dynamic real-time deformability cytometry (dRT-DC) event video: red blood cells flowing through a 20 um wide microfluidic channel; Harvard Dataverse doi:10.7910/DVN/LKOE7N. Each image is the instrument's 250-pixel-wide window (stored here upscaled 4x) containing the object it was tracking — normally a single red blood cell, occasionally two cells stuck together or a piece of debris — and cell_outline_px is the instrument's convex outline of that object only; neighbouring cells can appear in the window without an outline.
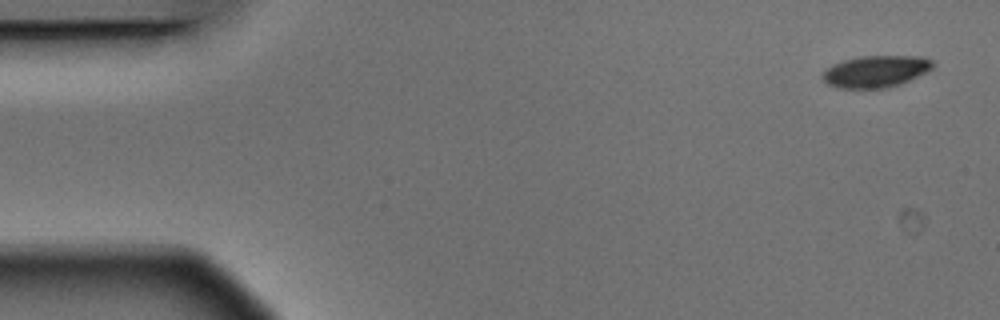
{"species": "Egyptian fruit bat (a non-hibernating species)", "species_latin": "Rousettus aegyptiacus", "temperature_condition": "warm", "stored_images_in_passage": 4, "camera_frame_rate_fps": 3000, "um_per_image_px": 0.085, "animal": {"sex": "male"}, "frame": {"image": 1, "passage_image": 1, "time_ms": 0.0, "image_size_px": [1000, 320], "cell_outline_px": [[936, 64], [932, 68], [900, 84], [888, 88], [836, 88], [828, 84], [824, 80], [824, 72], [828, 68], [844, 60], [860, 56], [924, 56], [932, 60]], "centroid_in_image_um": [74.48, 6.06], "position_along_channel_um": 10.5, "area_um2": 20.17}}
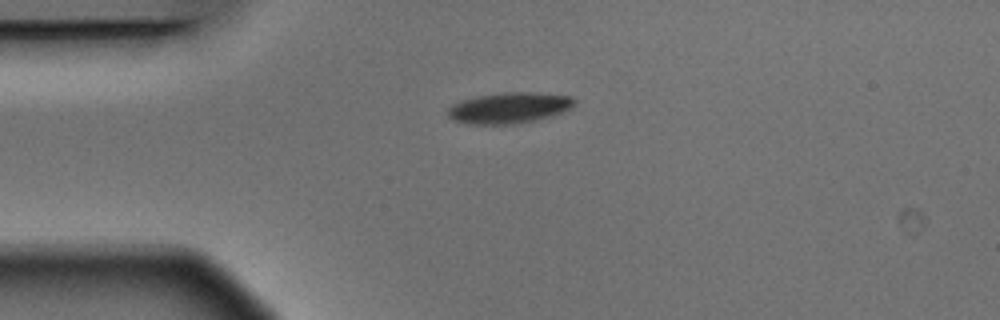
{"frame": {"image": 2, "passage_image": 4, "time_ms": 1.0, "image_size_px": [1000, 320], "cell_outline_px": [[576, 100], [568, 108], [552, 116], [536, 120], [512, 124], [472, 124], [452, 120], [448, 116], [448, 108], [452, 104], [476, 96], [504, 92], [536, 92], [572, 96]], "centroid_in_image_um": [43.26, 9.16], "position_along_channel_um": 41.7, "area_um2": 22.66}}